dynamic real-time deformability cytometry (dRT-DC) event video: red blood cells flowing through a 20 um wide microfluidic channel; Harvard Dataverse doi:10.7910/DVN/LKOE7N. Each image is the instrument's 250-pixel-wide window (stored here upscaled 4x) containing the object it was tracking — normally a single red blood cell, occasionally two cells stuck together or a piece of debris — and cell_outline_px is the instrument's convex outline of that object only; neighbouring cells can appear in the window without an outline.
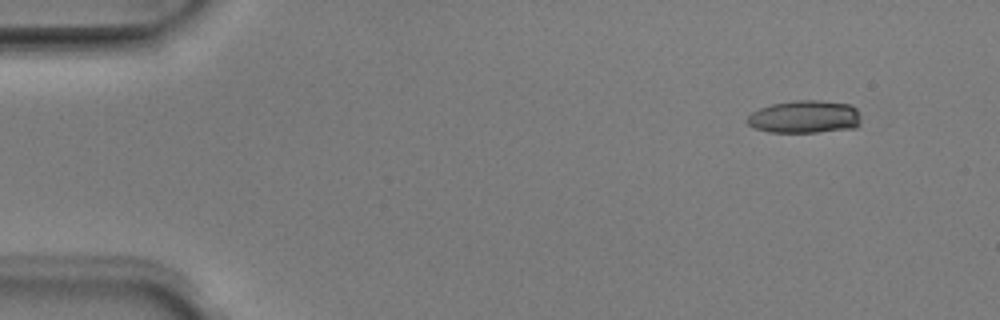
{"species": "Egyptian fruit bat (a non-hibernating species)", "species_latin": "Rousettus aegyptiacus", "temperature_condition": "room temperature", "stored_images_in_passage": 12, "camera_frame_rate_fps": 3000, "um_per_image_px": 0.085, "animal": {"sex": "male"}, "frame": {"image": 1, "passage_image": 1, "time_ms": 0.0, "image_size_px": [1000, 320], "cell_outline_px": [[860, 124], [856, 128], [816, 132], [768, 132], [756, 128], [748, 124], [744, 120], [752, 112], [760, 108], [772, 104], [796, 100], [820, 100], [852, 104], [856, 108], [860, 116]], "centroid_in_image_um": [68.42, 9.93], "position_along_channel_um": 16.6, "area_um2": 21.91}}
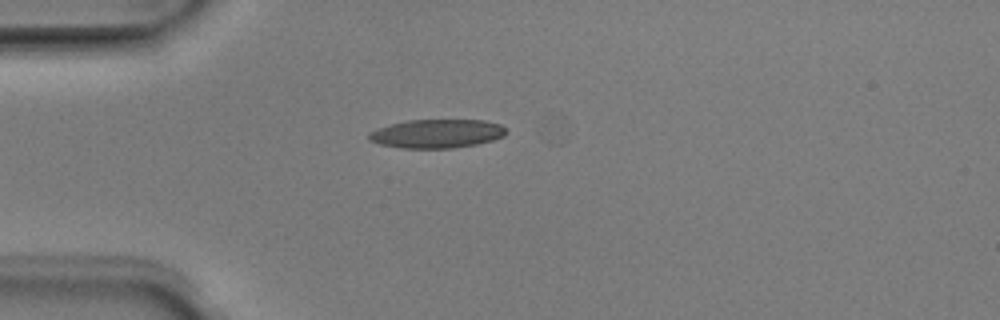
{"frame": {"image": 2, "passage_image": 10, "time_ms": 3.0, "image_size_px": [1000, 320], "cell_outline_px": [[508, 132], [504, 136], [492, 140], [476, 144], [452, 148], [400, 148], [380, 144], [368, 140], [368, 132], [392, 124], [408, 120], [484, 120], [500, 124], [508, 128]], "centroid_in_image_um": [37.16, 11.36], "position_along_channel_um": 47.8, "area_um2": 23.0}}